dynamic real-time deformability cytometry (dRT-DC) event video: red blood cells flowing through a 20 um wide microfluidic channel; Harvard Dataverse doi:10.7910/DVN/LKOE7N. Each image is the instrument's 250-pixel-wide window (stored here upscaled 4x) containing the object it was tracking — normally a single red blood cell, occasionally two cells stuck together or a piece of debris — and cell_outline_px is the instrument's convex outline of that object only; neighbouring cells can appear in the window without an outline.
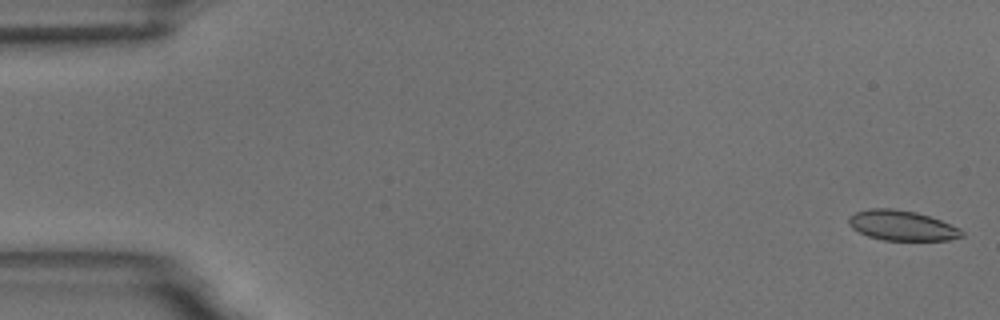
{"species": "common noctule bat (a hibernating species)", "species_latin": "Nyctalus noctula", "temperature_condition": "room temperature", "stored_images_in_passage": 55, "camera_frame_rate_fps": 3000, "um_per_image_px": 0.085, "animal": {"sex": "male", "body_mass_g": 18.8}, "frame": {"image": 1, "passage_image": 1, "time_ms": 0.0, "image_size_px": [1000, 320], "cell_outline_px": [[964, 236], [948, 240], [884, 240], [868, 236], [852, 228], [848, 224], [848, 216], [856, 212], [868, 208], [892, 208], [916, 212], [940, 220], [960, 228], [964, 232]], "centroid_in_image_um": [76.65, 19.16], "position_along_channel_um": 8.4, "area_um2": 19.83}}
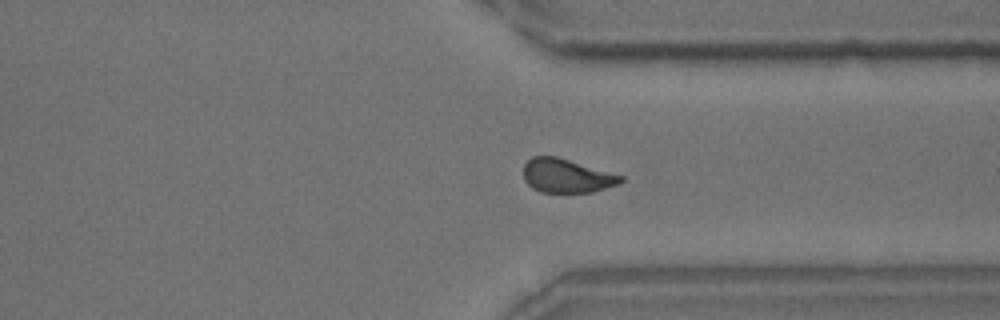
{"frame": {"image": 2, "passage_image": 42, "time_ms": 13.667, "image_size_px": [1000, 320], "cell_outline_px": [[624, 180], [620, 184], [592, 192], [540, 192], [532, 188], [524, 180], [524, 164], [532, 156], [556, 156], [624, 176]], "centroid_in_image_um": [48.17, 14.94], "position_along_channel_um": 363.2, "area_um2": 19.19}}
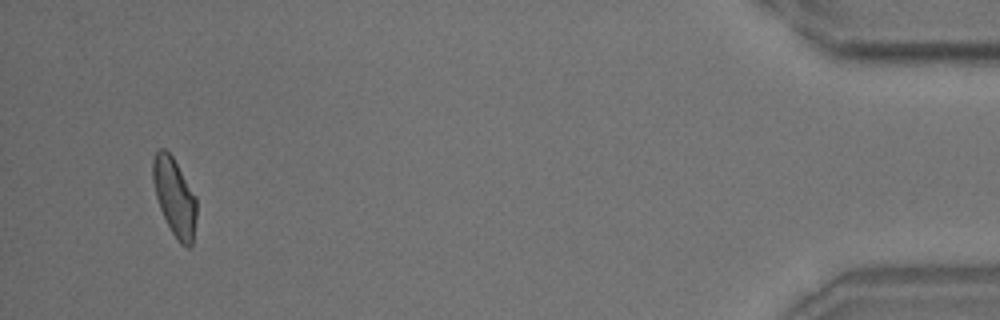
{"frame": {"image": 3, "passage_image": 53, "time_ms": 17.333, "image_size_px": [1000, 320], "cell_outline_px": [[196, 216], [192, 244], [188, 248], [180, 244], [172, 232], [160, 208], [156, 196], [152, 180], [152, 160], [156, 152], [160, 148], [164, 148], [172, 156], [196, 196]], "centroid_in_image_um": [14.83, 16.73], "position_along_channel_um": 420.4, "area_um2": 19.65}, "authors_computed_cell_mechanics": {"area_um2": 20.0566, "velocity_mm_per_s": 3.6357, "shape_relaxation_time_tau1_ms": 7.9337, "shape_relaxation_time_tau2_ms": 1.4449, "deformation_change_tau1": 0.1497, "deformation_change_tau2": 0.0601}}